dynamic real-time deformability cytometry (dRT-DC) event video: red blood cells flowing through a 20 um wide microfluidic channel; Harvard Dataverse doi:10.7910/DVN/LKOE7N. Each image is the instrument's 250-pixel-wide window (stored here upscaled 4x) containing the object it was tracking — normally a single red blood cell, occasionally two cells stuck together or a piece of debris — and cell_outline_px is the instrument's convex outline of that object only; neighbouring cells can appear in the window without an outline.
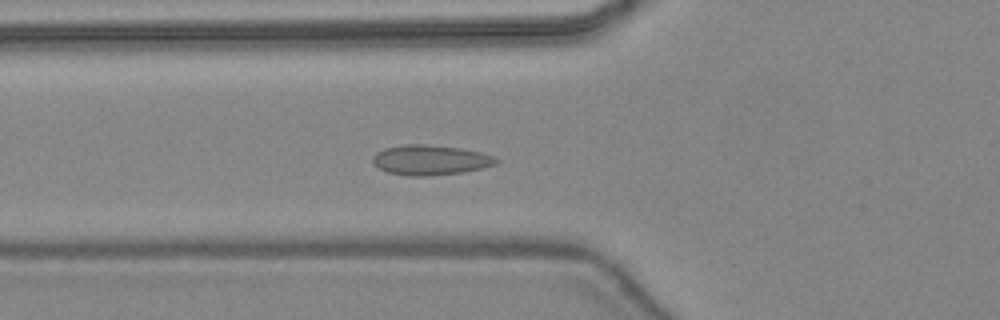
{"species": "common noctule bat (a hibernating species)", "species_latin": "Nyctalus noctula", "temperature_condition": "warm", "stored_images_in_passage": 35, "camera_frame_rate_fps": 3000, "um_per_image_px": 0.085, "animal": {"sex": "female", "body_mass_g": 24.6, "forearm_length_mm": 56.2}, "frame": {"image": 1, "passage_image": 8, "time_ms": 2.333, "image_size_px": [1000, 320], "cell_outline_px": [[500, 160], [496, 164], [464, 172], [428, 176], [408, 176], [388, 172], [372, 164], [372, 156], [376, 152], [384, 148], [400, 144], [428, 144], [460, 148], [480, 152], [492, 156]], "centroid_in_image_um": [36.53, 13.59], "position_along_channel_um": 89.3, "area_um2": 21.73}}
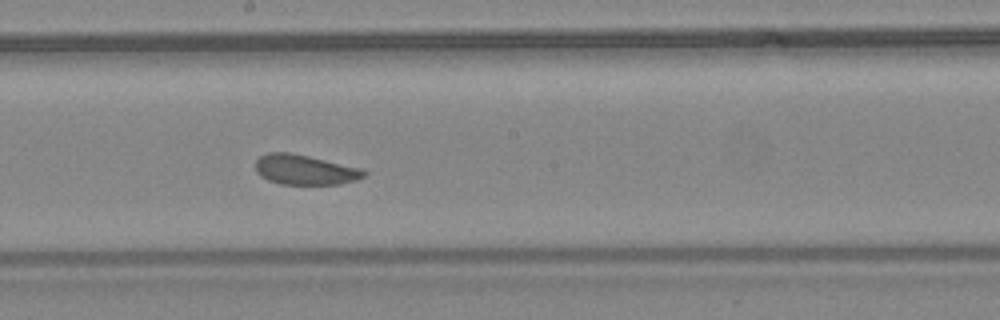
{"frame": {"image": 2, "passage_image": 17, "time_ms": 5.333, "image_size_px": [1000, 320], "cell_outline_px": [[368, 172], [364, 176], [356, 180], [340, 184], [280, 184], [268, 180], [260, 176], [256, 172], [256, 160], [260, 156], [268, 152], [292, 152], [364, 168]], "centroid_in_image_um": [25.94, 14.42], "position_along_channel_um": 222.3, "area_um2": 19.25}}
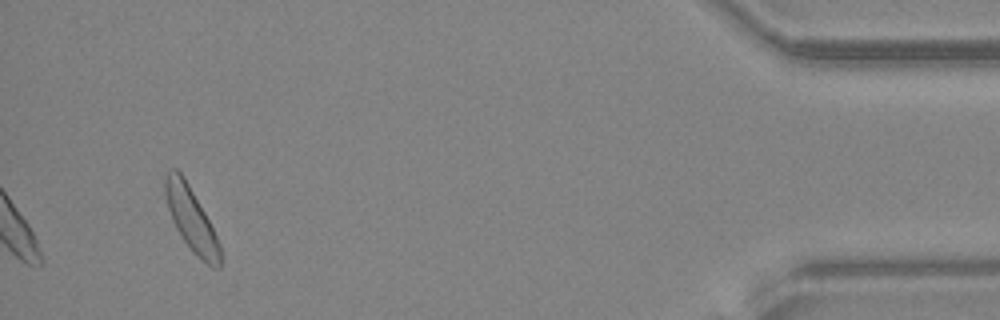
{"frame": {"image": 3, "passage_image": 35, "time_ms": 11.333, "image_size_px": [1000, 320], "cell_outline_px": [[220, 268], [212, 268], [200, 260], [192, 252], [176, 228], [172, 220], [168, 208], [164, 192], [164, 176], [172, 168], [176, 168], [184, 176], [204, 212], [220, 244]], "centroid_in_image_um": [16.24, 18.63], "position_along_channel_um": 419.0, "area_um2": 20.23}, "authors_computed_cell_mechanics": {"area_um2": 19.4786, "velocity_mm_per_s": 4.412, "shape_relaxation_time_tau1_ms": 4.3741, "shape_relaxation_time_tau2_ms": null, "deformation_change_tau1": 0.0692, "deformation_change_tau2": null}}